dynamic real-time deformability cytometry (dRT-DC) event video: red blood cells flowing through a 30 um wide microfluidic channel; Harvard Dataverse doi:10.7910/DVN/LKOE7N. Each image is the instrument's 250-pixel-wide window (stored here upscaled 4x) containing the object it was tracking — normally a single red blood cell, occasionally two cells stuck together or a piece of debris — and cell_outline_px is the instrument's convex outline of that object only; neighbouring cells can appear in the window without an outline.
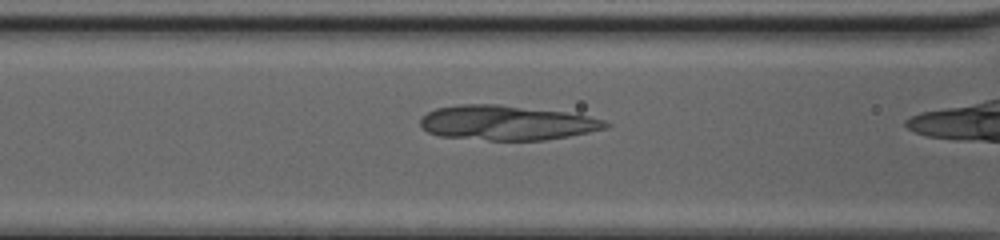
{"species": "common noctule bat (a hibernating species)", "species_latin": "Nyctalus noctula", "temperature_condition": "cold", "stored_images_in_passage": 36, "camera_frame_rate_fps": 3000, "um_per_image_px": 0.085, "animal": {"sex": "female", "body_mass_g": 20.0, "forearm_length_mm": 54.0}, "frame": {"image": 1, "passage_image": 17, "time_ms": 5.333, "image_size_px": [1000, 240], "cell_outline_px": [[612, 124], [608, 128], [568, 136], [544, 140], [488, 140], [440, 136], [428, 132], [420, 124], [420, 116], [436, 108], [460, 104], [500, 104], [564, 112], [588, 116], [604, 120]], "centroid_in_image_um": [43.06, 10.43], "position_along_channel_um": 123.5, "area_um2": 37.45}}
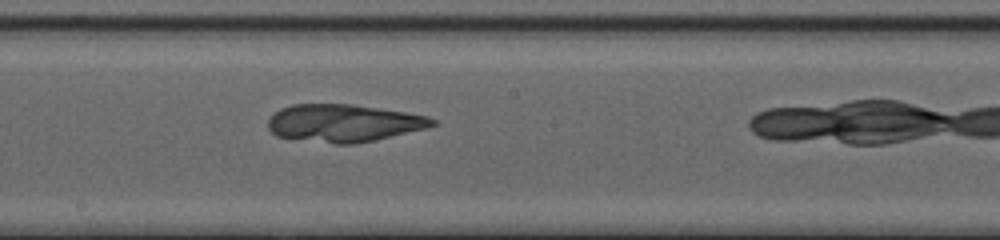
{"frame": {"image": 2, "passage_image": 24, "time_ms": 7.667, "image_size_px": [1000, 240], "cell_outline_px": [[436, 124], [428, 128], [356, 144], [336, 144], [276, 136], [268, 128], [268, 120], [280, 108], [292, 104], [352, 104], [404, 112], [428, 116], [436, 120]], "centroid_in_image_um": [29.22, 10.46], "position_along_channel_um": 219.0, "area_um2": 35.84}}
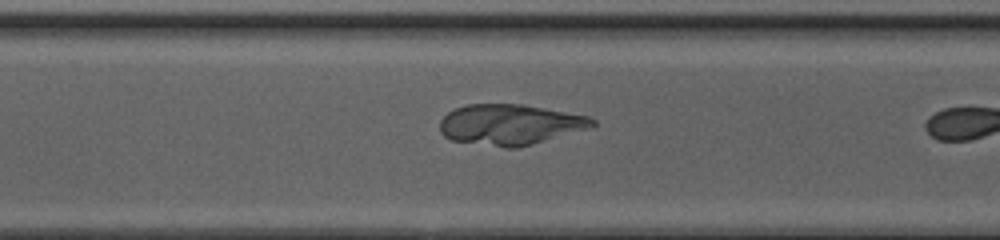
{"frame": {"image": 3, "passage_image": 32, "time_ms": 10.333, "image_size_px": [1000, 240], "cell_outline_px": [[596, 124], [592, 128], [532, 144], [516, 148], [504, 148], [452, 140], [444, 136], [440, 132], [440, 120], [448, 112], [456, 108], [468, 104], [524, 104], [588, 116], [596, 120]], "centroid_in_image_um": [43.37, 10.59], "position_along_channel_um": 327.2, "area_um2": 36.24}}